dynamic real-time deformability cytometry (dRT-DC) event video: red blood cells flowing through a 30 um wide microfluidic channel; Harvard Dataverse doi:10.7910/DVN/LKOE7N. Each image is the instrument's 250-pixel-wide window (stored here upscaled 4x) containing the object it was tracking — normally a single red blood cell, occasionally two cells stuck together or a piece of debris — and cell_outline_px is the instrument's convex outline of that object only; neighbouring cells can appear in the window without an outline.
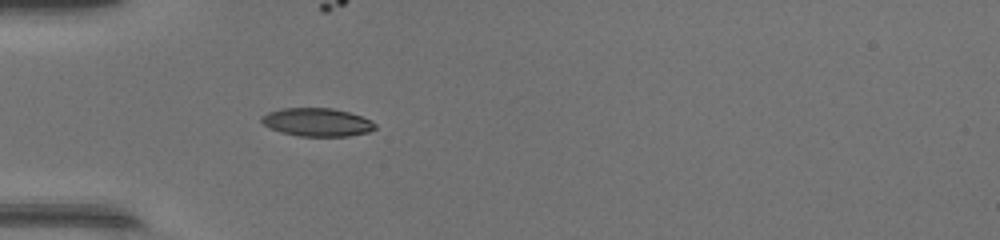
{"species": "common noctule bat (a hibernating species)", "species_latin": "Nyctalus noctula", "temperature_condition": "warm", "stored_images_in_passage": 33, "camera_frame_rate_fps": 3000, "um_per_image_px": 0.085, "animal": {"sex": "female", "body_mass_g": 17.0, "forearm_length_mm": 48.0}, "frame": {"image": 1, "passage_image": 1, "time_ms": 0.0, "image_size_px": [1000, 240], "cell_outline_px": [[376, 128], [368, 132], [348, 136], [300, 136], [280, 132], [264, 124], [260, 120], [260, 116], [268, 112], [280, 108], [332, 108], [348, 112], [372, 120], [376, 124]], "centroid_in_image_um": [26.95, 10.38], "position_along_channel_um": 58.1, "area_um2": 18.67}}
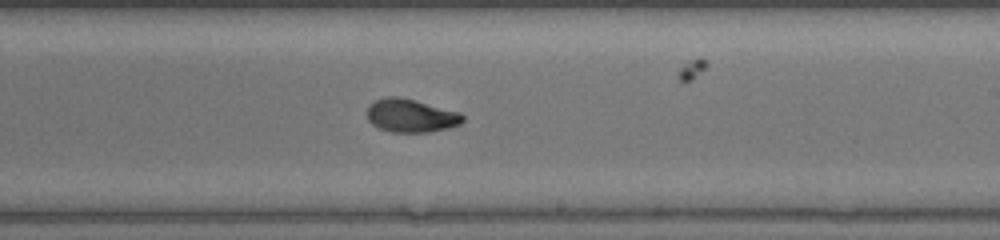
{"frame": {"image": 2, "passage_image": 15, "time_ms": 4.667, "image_size_px": [1000, 240], "cell_outline_px": [[464, 120], [460, 124], [448, 128], [428, 132], [392, 132], [380, 128], [372, 124], [368, 120], [368, 104], [376, 100], [388, 96], [400, 96], [416, 100], [460, 112], [464, 116]], "centroid_in_image_um": [34.94, 9.82], "position_along_channel_um": 254.1, "area_um2": 18.61}}
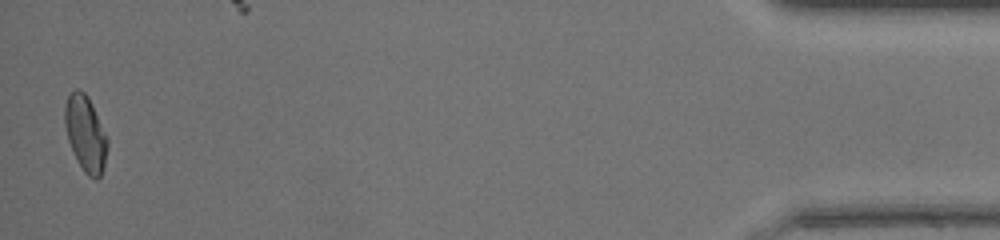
{"frame": {"image": 3, "passage_image": 33, "time_ms": 10.667, "image_size_px": [1000, 240], "cell_outline_px": [[108, 144], [104, 168], [100, 176], [96, 180], [88, 176], [84, 172], [68, 140], [64, 124], [64, 108], [68, 96], [76, 88], [84, 92], [88, 96], [108, 136]], "centroid_in_image_um": [7.29, 11.35], "position_along_channel_um": 427.9, "area_um2": 18.84}, "authors_computed_cell_mechanics": {"area_um2": 18.6116, "velocity_mm_per_s": 4.3637, "shape_relaxation_time_tau1_ms": 2.7022, "shape_relaxation_time_tau2_ms": 1.4581, "deformation_change_tau1": 0.1751, "deformation_change_tau2": 0.0631}}